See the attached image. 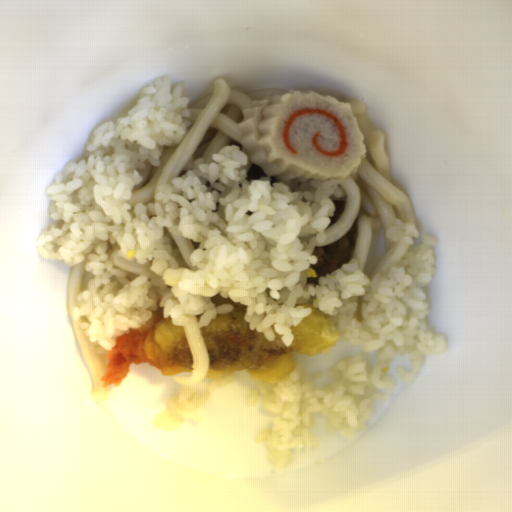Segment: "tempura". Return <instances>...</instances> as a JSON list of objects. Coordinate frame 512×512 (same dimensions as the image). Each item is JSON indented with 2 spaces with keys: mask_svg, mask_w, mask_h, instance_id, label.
Here are the masks:
<instances>
[{
  "mask_svg": "<svg viewBox=\"0 0 512 512\" xmlns=\"http://www.w3.org/2000/svg\"><path fill=\"white\" fill-rule=\"evenodd\" d=\"M212 301L218 305H232L223 314H216L200 328L209 356L206 376H220L234 370H247L252 379L271 384L283 382L294 370V353L313 357L319 353H329L338 341L335 328L336 319L324 314L312 303L296 304L311 308L308 316L290 328L294 341L286 346L282 335L270 326L274 339L268 340L265 332L249 329L245 320L247 305L234 302L221 294L213 295Z\"/></svg>",
  "mask_w": 512,
  "mask_h": 512,
  "instance_id": "1",
  "label": "tempura"
},
{
  "mask_svg": "<svg viewBox=\"0 0 512 512\" xmlns=\"http://www.w3.org/2000/svg\"><path fill=\"white\" fill-rule=\"evenodd\" d=\"M164 307L153 312L152 319L131 329L115 340L114 348L106 355V368L100 379L106 387H118L128 375L132 363L155 366L161 375L172 376L194 371L184 326L174 325L163 314Z\"/></svg>",
  "mask_w": 512,
  "mask_h": 512,
  "instance_id": "2",
  "label": "tempura"
}]
</instances>
